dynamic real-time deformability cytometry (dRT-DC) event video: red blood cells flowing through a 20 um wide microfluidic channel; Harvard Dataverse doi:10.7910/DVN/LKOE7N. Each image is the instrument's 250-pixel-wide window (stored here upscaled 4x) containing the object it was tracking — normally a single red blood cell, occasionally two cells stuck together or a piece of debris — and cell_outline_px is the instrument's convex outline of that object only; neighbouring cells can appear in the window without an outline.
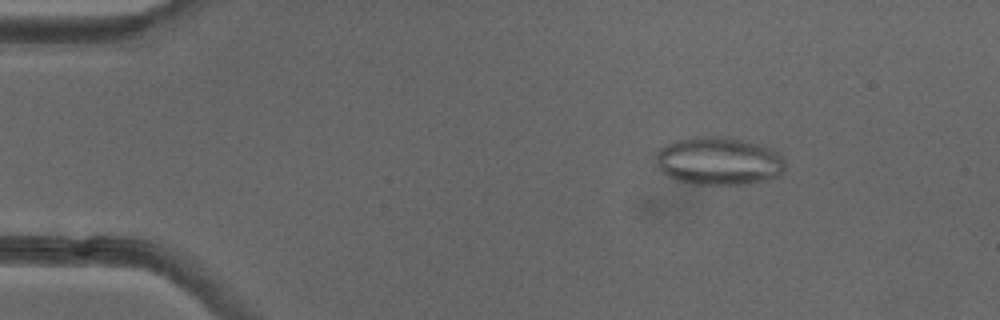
{"species": "common noctule bat (a hibernating species)", "species_latin": "Nyctalus noctula", "temperature_condition": "cold", "stored_images_in_passage": 50, "camera_frame_rate_fps": 3000, "um_per_image_px": 0.085, "animal": {"sex": "female"}, "frame": {"image": 1, "passage_image": 8, "time_ms": 2.333, "image_size_px": [1000, 320], "cell_outline_px": [[784, 172], [780, 176], [764, 180], [744, 184], [696, 184], [680, 180], [668, 176], [660, 172], [656, 164], [656, 156], [660, 148], [684, 136], [720, 136], [744, 140], [760, 144], [772, 148], [784, 160]], "centroid_in_image_um": [61.09, 13.67], "position_along_channel_um": 23.9, "area_um2": 36.36}}
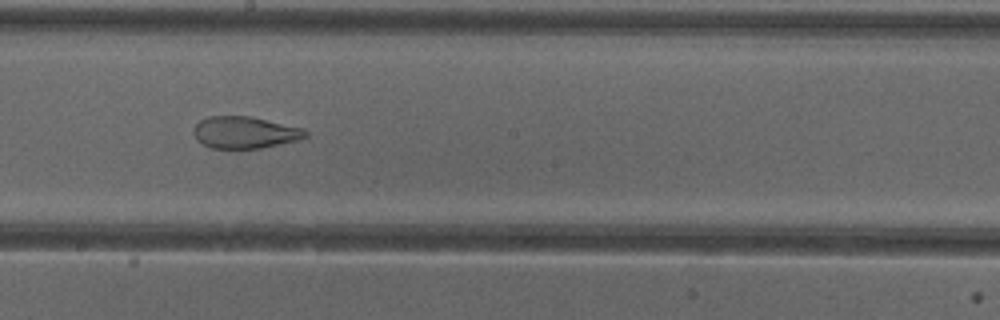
{"frame": {"image": 2, "passage_image": 29, "time_ms": 9.333, "image_size_px": [1000, 320], "cell_outline_px": [[308, 136], [296, 140], [260, 148], [212, 148], [196, 140], [192, 132], [192, 128], [200, 120], [208, 116], [248, 116], [304, 128], [308, 132]], "centroid_in_image_um": [20.77, 11.25], "position_along_channel_um": 227.4, "area_um2": 20.69}, "authors_computed_cell_mechanics": {"area_um2": 28.3798, "velocity_mm_per_s": 3.9969, "shape_relaxation_time_tau1_ms": null, "shape_relaxation_time_tau2_ms": 1.6107, "deformation_change_tau1": null, "deformation_change_tau2": 0.0857}}